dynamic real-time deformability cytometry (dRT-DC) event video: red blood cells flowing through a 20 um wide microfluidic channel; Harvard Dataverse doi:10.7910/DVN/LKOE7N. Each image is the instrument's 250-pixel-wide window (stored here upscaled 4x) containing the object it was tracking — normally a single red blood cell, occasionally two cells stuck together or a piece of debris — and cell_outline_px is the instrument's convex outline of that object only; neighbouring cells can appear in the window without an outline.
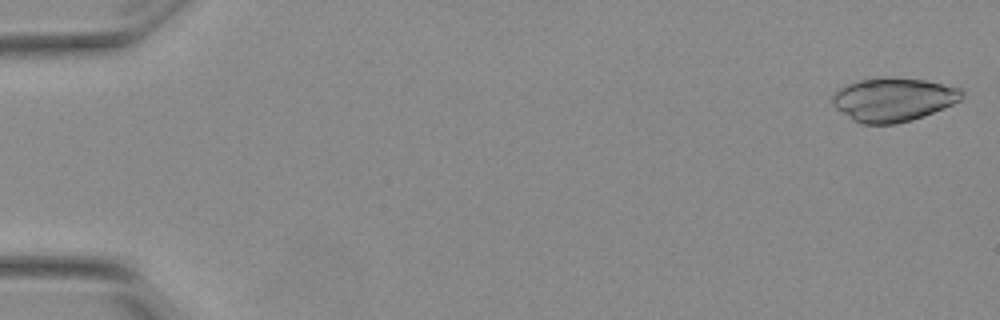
{"species": "Egyptian fruit bat (a non-hibernating species)", "species_latin": "Rousettus aegyptiacus", "temperature_condition": "warm", "stored_images_in_passage": 49, "camera_frame_rate_fps": 3000, "um_per_image_px": 0.085, "animal": {"sex": "female"}, "frame": {"image": 1, "passage_image": 1, "time_ms": 0.0, "image_size_px": [1000, 320], "cell_outline_px": [[964, 96], [960, 100], [944, 108], [924, 116], [912, 120], [896, 124], [860, 124], [852, 120], [836, 108], [832, 104], [832, 96], [840, 88], [848, 84], [860, 80], [884, 76], [892, 76], [924, 80], [960, 88], [964, 92]], "centroid_in_image_um": [75.93, 8.46], "position_along_channel_um": 9.1, "area_um2": 33.12}}
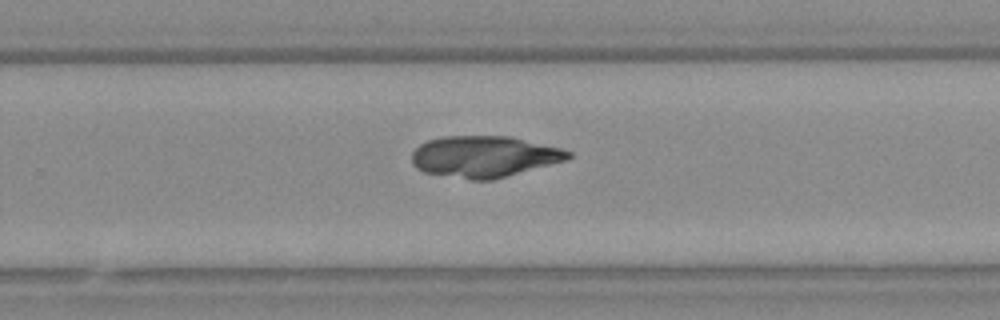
{"frame": {"image": 2, "passage_image": 35, "time_ms": 11.333, "image_size_px": [1000, 320], "cell_outline_px": [[572, 156], [568, 160], [492, 180], [472, 180], [424, 172], [416, 168], [412, 164], [412, 152], [420, 144], [428, 140], [444, 136], [512, 136], [560, 148], [572, 152]], "centroid_in_image_um": [41.17, 13.3], "position_along_channel_um": 288.6, "area_um2": 37.8}}
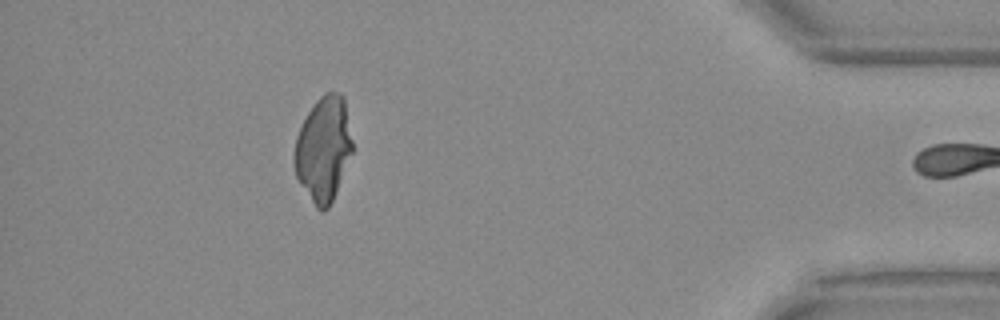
{"frame": {"image": 3, "passage_image": 48, "time_ms": 15.667, "image_size_px": [1000, 320], "cell_outline_px": [[352, 152], [336, 192], [328, 208], [324, 212], [320, 212], [316, 208], [300, 184], [296, 176], [292, 164], [292, 156], [296, 136], [308, 112], [316, 100], [324, 92], [340, 92], [344, 96], [352, 140]], "centroid_in_image_um": [27.46, 12.67], "position_along_channel_um": 407.7, "area_um2": 35.66}}